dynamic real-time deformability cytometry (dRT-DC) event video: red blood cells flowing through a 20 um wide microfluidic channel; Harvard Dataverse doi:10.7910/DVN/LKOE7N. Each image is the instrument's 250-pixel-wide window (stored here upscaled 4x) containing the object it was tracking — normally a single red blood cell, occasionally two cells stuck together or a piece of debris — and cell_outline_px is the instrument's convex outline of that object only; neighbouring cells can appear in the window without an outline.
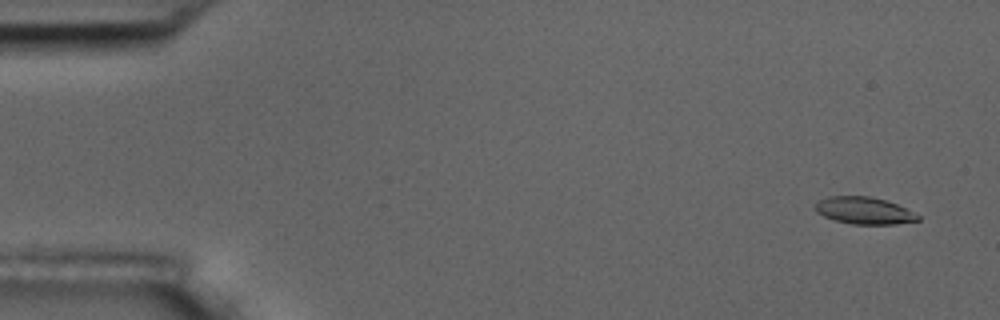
{"species": "common noctule bat (a hibernating species)", "species_latin": "Nyctalus noctula", "temperature_condition": "room temperature", "stored_images_in_passage": 56, "camera_frame_rate_fps": 3000, "um_per_image_px": 0.085, "animal": {"sex": "male", "body_mass_g": 17.5, "forearm_length_mm": 52.3}, "frame": {"image": 1, "passage_image": 3, "time_ms": 0.667, "image_size_px": [1000, 320], "cell_outline_px": [[920, 220], [896, 224], [852, 224], [836, 220], [824, 216], [816, 212], [816, 204], [820, 200], [828, 196], [868, 196], [884, 200], [896, 204], [920, 216]], "centroid_in_image_um": [73.44, 17.9], "position_along_channel_um": 11.6, "area_um2": 15.9}}
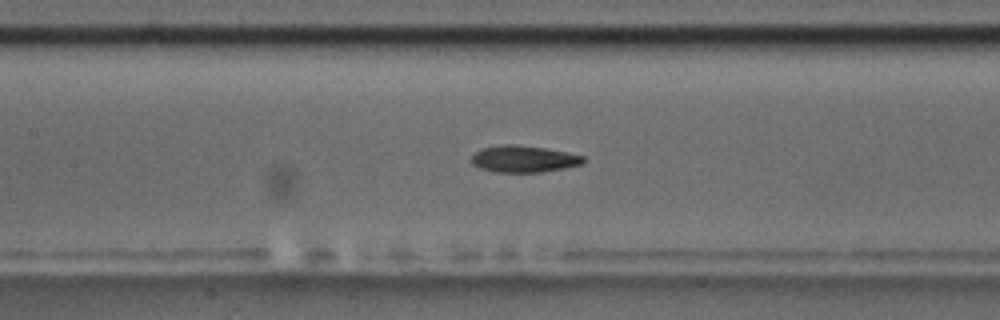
{"frame": {"image": 2, "passage_image": 26, "time_ms": 8.333, "image_size_px": [1000, 320], "cell_outline_px": [[584, 160], [580, 164], [564, 168], [540, 172], [496, 172], [480, 168], [472, 164], [468, 160], [476, 152], [484, 148], [504, 144], [516, 144], [544, 148], [584, 156]], "centroid_in_image_um": [44.46, 13.51], "position_along_channel_um": 162.9, "area_um2": 17.22}}
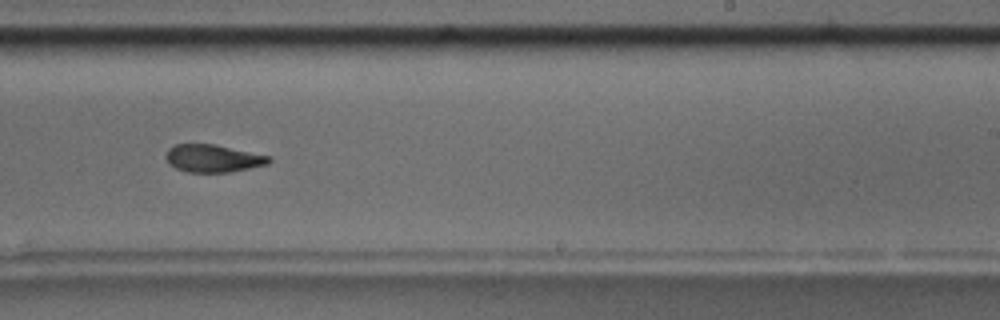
{"frame": {"image": 3, "passage_image": 35, "time_ms": 11.333, "image_size_px": [1000, 320], "cell_outline_px": [[272, 160], [268, 164], [232, 172], [188, 172], [176, 168], [168, 164], [164, 156], [168, 148], [176, 144], [216, 144], [268, 156]], "centroid_in_image_um": [18.07, 13.46], "position_along_channel_um": 270.9, "area_um2": 16.65}, "authors_computed_cell_mechanics": {"area_um2": 17.1666, "velocity_mm_per_s": 3.6188, "shape_relaxation_time_tau1_ms": 4.9418, "shape_relaxation_time_tau2_ms": 1.6084, "deformation_change_tau1": 0.1663, "deformation_change_tau2": 0.0818}}